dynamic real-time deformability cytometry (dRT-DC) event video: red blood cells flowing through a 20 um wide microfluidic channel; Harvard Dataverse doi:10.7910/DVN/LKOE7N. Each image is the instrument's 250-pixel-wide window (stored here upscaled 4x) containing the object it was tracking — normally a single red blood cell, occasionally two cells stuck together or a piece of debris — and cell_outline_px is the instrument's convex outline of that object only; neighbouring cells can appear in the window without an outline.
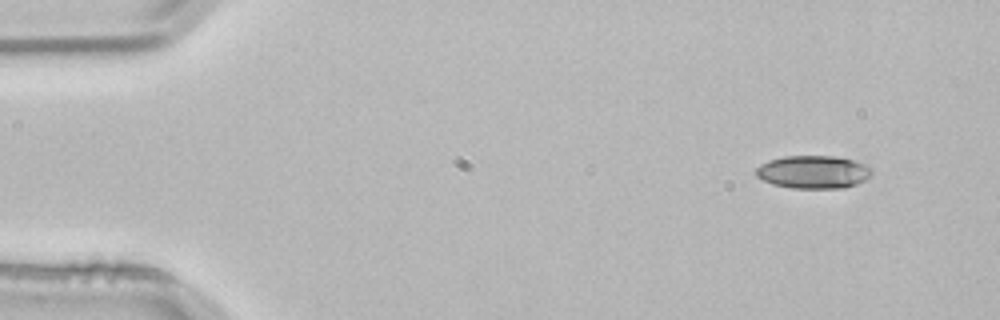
{"species": "common noctule bat (a hibernating species)", "species_latin": "Nyctalus noctula", "temperature_condition": "room temperature", "stored_images_in_passage": 3, "camera_frame_rate_fps": 3000, "um_per_image_px": 0.085, "animal": {"sex": "male", "body_mass_g": 21.5, "forearm_length_mm": 52.0}, "frame": {"image": 1, "passage_image": 1, "time_ms": 0.0, "image_size_px": [1000, 320], "cell_outline_px": [[872, 176], [856, 184], [844, 188], [792, 188], [772, 184], [756, 176], [756, 168], [760, 164], [768, 160], [784, 156], [832, 156], [852, 160], [864, 164], [872, 168]], "centroid_in_image_um": [69.13, 14.62], "position_along_channel_um": 15.9, "area_um2": 22.25}}
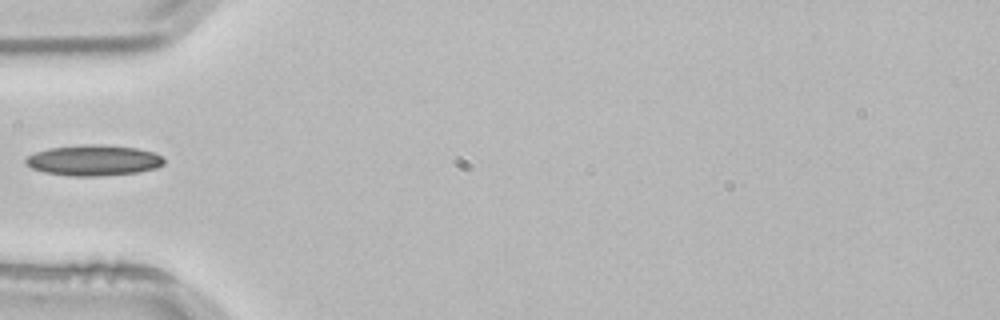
{"frame": {"image": 2, "passage_image": 3, "time_ms": 0.667, "image_size_px": [1000, 320], "cell_outline_px": [[164, 164], [156, 168], [140, 172], [100, 176], [72, 176], [44, 172], [32, 168], [24, 164], [24, 160], [28, 156], [36, 152], [48, 148], [84, 144], [96, 144], [136, 148], [152, 152], [160, 156], [164, 160]], "centroid_in_image_um": [7.93, 13.63], "position_along_channel_um": 77.1, "area_um2": 24.74}}